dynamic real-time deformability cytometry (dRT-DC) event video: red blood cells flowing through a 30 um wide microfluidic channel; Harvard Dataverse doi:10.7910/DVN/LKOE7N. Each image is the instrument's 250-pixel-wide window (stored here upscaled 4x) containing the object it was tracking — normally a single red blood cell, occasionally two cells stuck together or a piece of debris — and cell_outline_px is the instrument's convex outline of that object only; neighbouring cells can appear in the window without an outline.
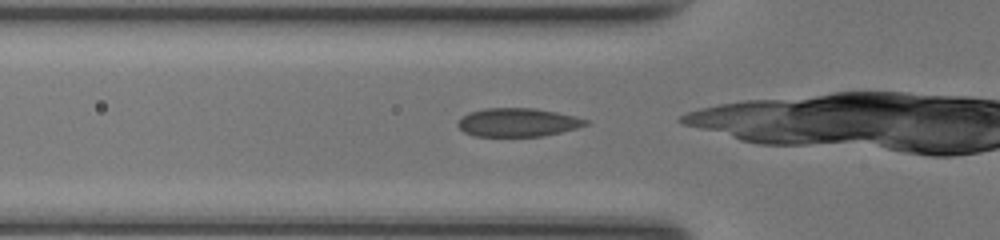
{"species": "common noctule bat (a hibernating species)", "species_latin": "Nyctalus noctula", "temperature_condition": "room temperature", "stored_images_in_passage": 25, "camera_frame_rate_fps": 3000, "um_per_image_px": 0.085, "animal": {"sex": "female", "body_mass_g": 17.0, "forearm_length_mm": 48.0}, "frame": {"image": 1, "passage_image": 2, "time_ms": 0.333, "image_size_px": [1000, 240], "cell_outline_px": [[588, 124], [576, 128], [544, 136], [472, 136], [464, 132], [456, 124], [468, 112], [488, 108], [532, 108], [556, 112], [576, 116], [588, 120]], "centroid_in_image_um": [44.0, 10.4], "position_along_channel_um": 81.8, "area_um2": 21.1}}
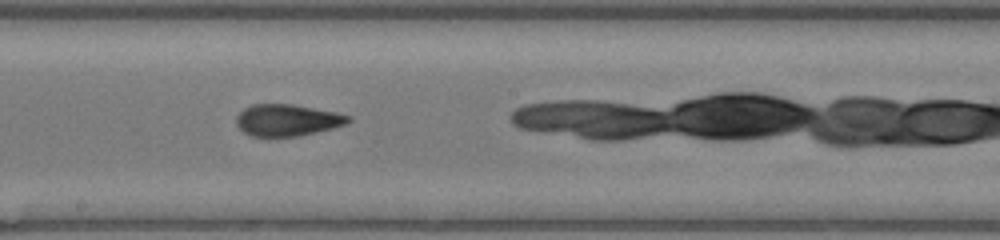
{"frame": {"image": 2, "passage_image": 12, "time_ms": 3.667, "image_size_px": [1000, 240], "cell_outline_px": [[352, 120], [344, 124], [332, 128], [300, 136], [252, 136], [244, 132], [236, 124], [236, 116], [244, 108], [252, 104], [292, 104], [336, 112], [352, 116]], "centroid_in_image_um": [24.42, 10.2], "position_along_channel_um": 223.8, "area_um2": 20.63}}
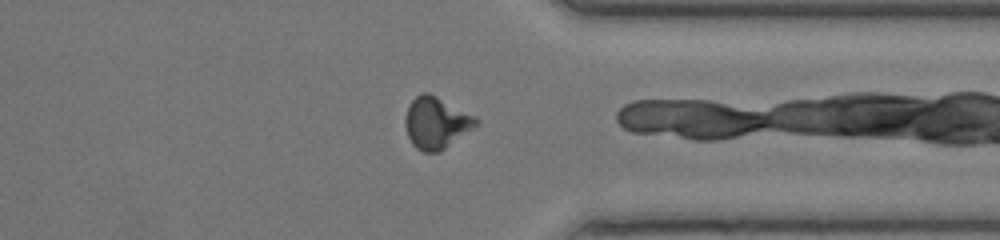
{"frame": {"image": 3, "passage_image": 23, "time_ms": 7.333, "image_size_px": [1000, 240], "cell_outline_px": [[480, 124], [440, 152], [424, 152], [416, 148], [412, 144], [408, 136], [404, 124], [404, 120], [408, 104], [420, 92], [428, 92], [476, 116], [480, 120]], "centroid_in_image_um": [37.08, 10.44], "position_along_channel_um": 374.3, "area_um2": 21.62}}